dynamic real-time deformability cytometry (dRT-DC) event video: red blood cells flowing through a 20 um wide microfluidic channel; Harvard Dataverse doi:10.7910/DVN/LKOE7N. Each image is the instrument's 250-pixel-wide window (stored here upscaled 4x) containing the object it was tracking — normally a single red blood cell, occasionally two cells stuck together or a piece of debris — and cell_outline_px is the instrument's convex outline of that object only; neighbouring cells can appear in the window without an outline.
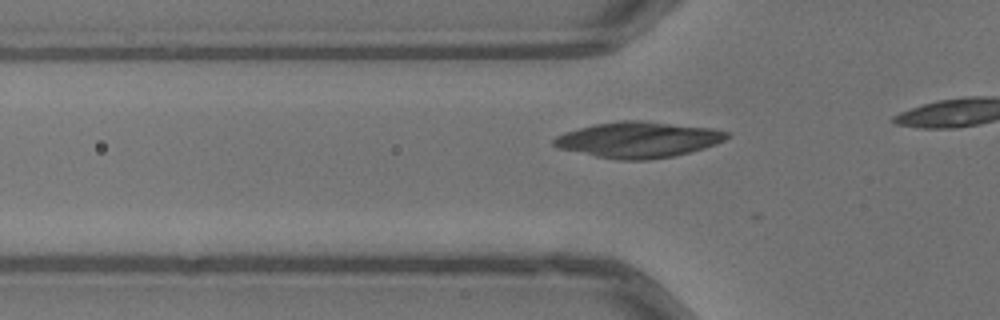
{"species": "common noctule bat (a hibernating species)", "species_latin": "Nyctalus noctula", "temperature_condition": "warm", "stored_images_in_passage": 11, "camera_frame_rate_fps": 3000, "um_per_image_px": 0.085, "animal": {"sex": "male", "body_mass_g": 13.3}, "frame": {"image": 1, "passage_image": 5, "time_ms": 1.333, "image_size_px": [1000, 320], "cell_outline_px": [[732, 136], [716, 144], [704, 148], [672, 156], [648, 160], [620, 160], [596, 156], [560, 148], [552, 144], [552, 140], [556, 136], [564, 132], [596, 124], [620, 120], [644, 120], [712, 128], [732, 132]], "centroid_in_image_um": [54.3, 11.86], "position_along_channel_um": 71.5, "area_um2": 36.13}}
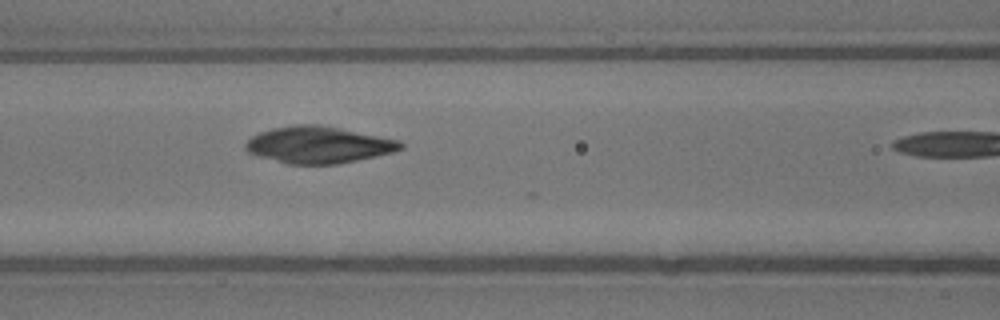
{"frame": {"image": 2, "passage_image": 10, "time_ms": 3.0, "image_size_px": [1000, 320], "cell_outline_px": [[404, 148], [392, 152], [376, 156], [336, 164], [288, 164], [260, 156], [248, 152], [244, 148], [244, 144], [252, 136], [260, 132], [272, 128], [292, 124], [316, 124], [340, 128], [400, 140], [404, 144]], "centroid_in_image_um": [27.07, 12.3], "position_along_channel_um": 139.5, "area_um2": 33.12}}